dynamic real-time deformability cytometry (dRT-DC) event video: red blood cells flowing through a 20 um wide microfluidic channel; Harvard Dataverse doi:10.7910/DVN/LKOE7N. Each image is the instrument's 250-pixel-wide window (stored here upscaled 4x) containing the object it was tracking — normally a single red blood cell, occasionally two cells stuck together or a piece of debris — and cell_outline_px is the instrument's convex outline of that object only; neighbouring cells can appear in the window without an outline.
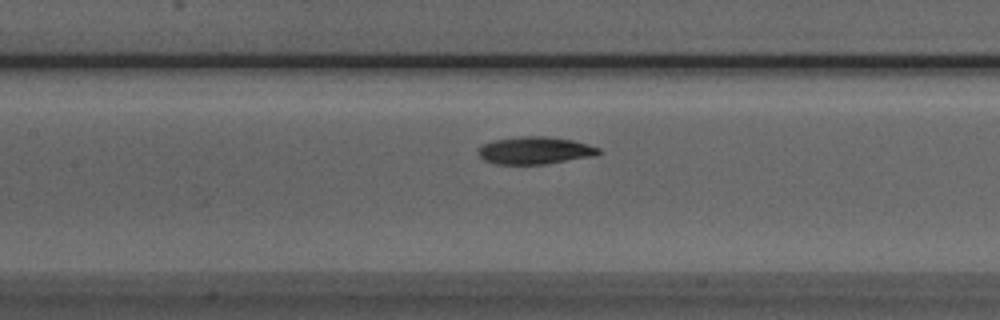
{"species": "Egyptian fruit bat (a non-hibernating species)", "species_latin": "Rousettus aegyptiacus", "temperature_condition": "room temperature", "stored_images_in_passage": 36, "camera_frame_rate_fps": 3000, "um_per_image_px": 0.085, "animal": {"sex": "male"}, "frame": {"image": 1, "passage_image": 8, "time_ms": 2.333, "image_size_px": [1000, 320], "cell_outline_px": [[604, 152], [596, 156], [544, 164], [496, 164], [484, 160], [476, 152], [476, 148], [484, 144], [496, 140], [524, 136], [544, 136], [572, 140], [588, 144], [600, 148]], "centroid_in_image_um": [45.5, 12.8], "position_along_channel_um": 161.9, "area_um2": 19.31}}
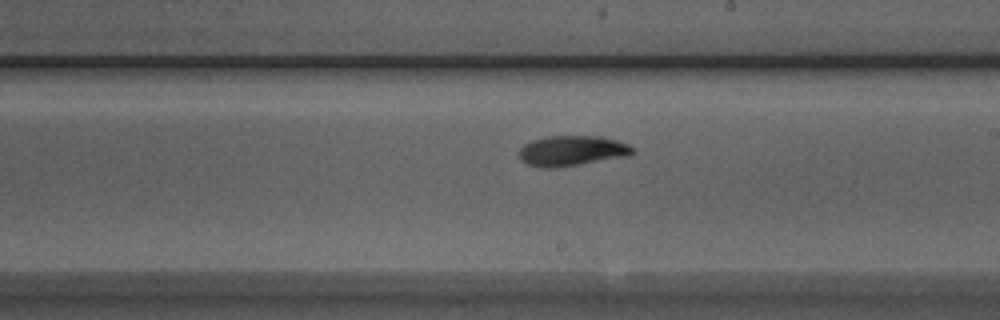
{"frame": {"image": 2, "passage_image": 14, "time_ms": 4.333, "image_size_px": [1000, 320], "cell_outline_px": [[636, 152], [628, 156], [556, 168], [544, 168], [528, 164], [520, 160], [520, 148], [524, 144], [532, 140], [548, 136], [600, 136], [616, 140], [628, 144], [636, 148]], "centroid_in_image_um": [48.64, 12.81], "position_along_channel_um": 240.4, "area_um2": 20.11}}
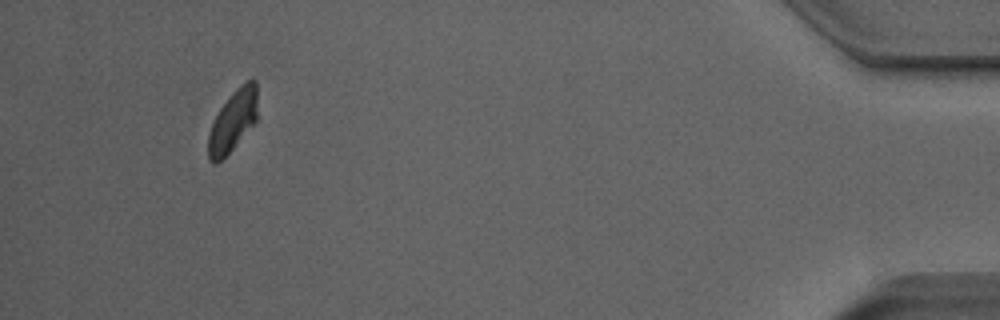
{"frame": {"image": 3, "passage_image": 33, "time_ms": 10.667, "image_size_px": [1000, 320], "cell_outline_px": [[256, 120], [232, 148], [216, 164], [212, 164], [208, 160], [208, 136], [212, 124], [220, 108], [232, 92], [240, 84], [248, 80], [256, 80]], "centroid_in_image_um": [19.76, 10.27], "position_along_channel_um": 415.4, "area_um2": 17.11}, "authors_computed_cell_mechanics": {"area_um2": 19.2474, "velocity_mm_per_s": 3.9351, "shape_relaxation_time_tau1_ms": 3.2816, "shape_relaxation_time_tau2_ms": null, "deformation_change_tau1": 0.1399, "deformation_change_tau2": null}}